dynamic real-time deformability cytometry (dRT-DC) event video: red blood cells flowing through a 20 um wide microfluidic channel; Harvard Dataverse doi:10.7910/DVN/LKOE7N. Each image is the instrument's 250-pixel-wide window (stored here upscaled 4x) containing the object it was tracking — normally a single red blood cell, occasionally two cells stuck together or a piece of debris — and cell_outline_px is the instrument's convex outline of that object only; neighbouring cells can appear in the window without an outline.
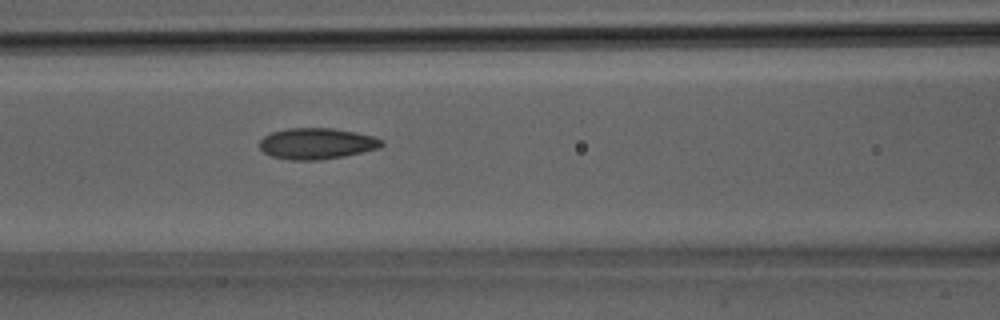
{"species": "Egyptian fruit bat (a non-hibernating species)", "species_latin": "Rousettus aegyptiacus", "temperature_condition": "room temperature", "stored_images_in_passage": 14, "camera_frame_rate_fps": 3000, "um_per_image_px": 0.085, "animal": {"sex": "male"}, "frame": {"image": 1, "passage_image": 12, "time_ms": 3.667, "image_size_px": [1000, 320], "cell_outline_px": [[384, 144], [380, 148], [344, 156], [320, 160], [292, 160], [272, 156], [264, 152], [260, 148], [260, 140], [264, 136], [272, 132], [288, 128], [332, 128], [356, 132], [372, 136], [384, 140]], "centroid_in_image_um": [26.94, 12.2], "position_along_channel_um": 139.7, "area_um2": 22.14}}